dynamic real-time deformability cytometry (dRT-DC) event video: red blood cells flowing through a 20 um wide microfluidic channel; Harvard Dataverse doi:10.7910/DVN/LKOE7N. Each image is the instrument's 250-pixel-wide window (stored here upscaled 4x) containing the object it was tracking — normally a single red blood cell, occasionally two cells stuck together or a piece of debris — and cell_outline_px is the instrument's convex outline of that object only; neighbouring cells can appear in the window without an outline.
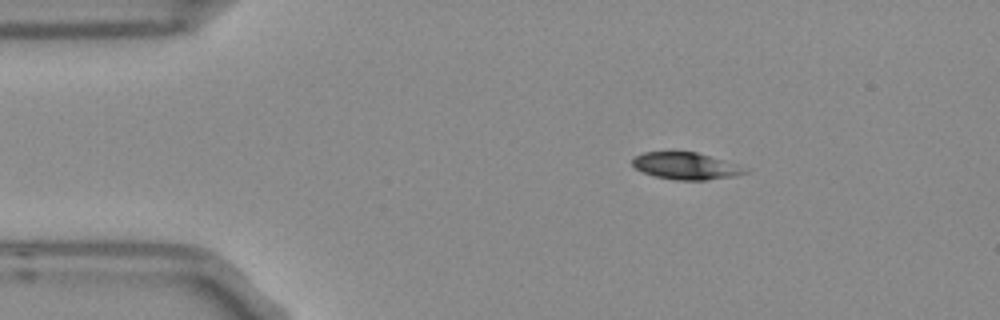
{"species": "Egyptian fruit bat (a non-hibernating species)", "species_latin": "Rousettus aegyptiacus", "temperature_condition": "room temperature", "stored_images_in_passage": 3, "camera_frame_rate_fps": 3000, "um_per_image_px": 0.085, "frame": {"image": 1, "passage_image": 2, "time_ms": 0.333, "image_size_px": [1000, 320], "cell_outline_px": [[748, 172], [736, 176], [708, 180], [676, 180], [656, 176], [644, 172], [636, 168], [632, 164], [632, 160], [636, 156], [644, 152], [696, 152], [736, 164], [748, 168]], "centroid_in_image_um": [58.33, 14.12], "position_along_channel_um": 26.7, "area_um2": 17.51}}